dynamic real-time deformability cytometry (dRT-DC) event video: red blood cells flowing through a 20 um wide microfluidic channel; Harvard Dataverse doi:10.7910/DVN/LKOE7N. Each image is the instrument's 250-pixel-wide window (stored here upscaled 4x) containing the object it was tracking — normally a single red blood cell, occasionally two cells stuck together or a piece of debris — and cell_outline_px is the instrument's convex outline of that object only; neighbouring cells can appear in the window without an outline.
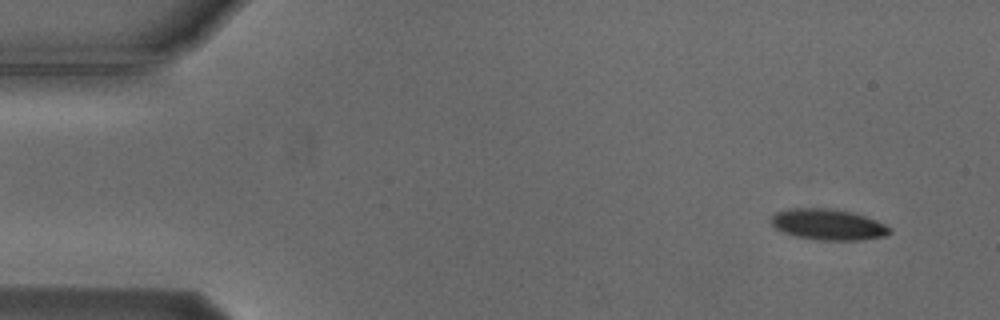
{"species": "Egyptian fruit bat (a non-hibernating species)", "species_latin": "Rousettus aegyptiacus", "temperature_condition": "cold", "stored_images_in_passage": 34, "camera_frame_rate_fps": 3000, "um_per_image_px": 0.085, "animal": {"sex": "male"}, "frame": {"image": 1, "passage_image": 4, "time_ms": 1.0, "image_size_px": [1000, 320], "cell_outline_px": [[892, 232], [888, 236], [860, 240], [816, 240], [796, 236], [784, 232], [776, 228], [772, 224], [772, 216], [776, 212], [788, 208], [828, 208], [852, 212], [876, 220], [892, 228]], "centroid_in_image_um": [70.43, 19.09], "position_along_channel_um": 14.6, "area_um2": 21.44}}
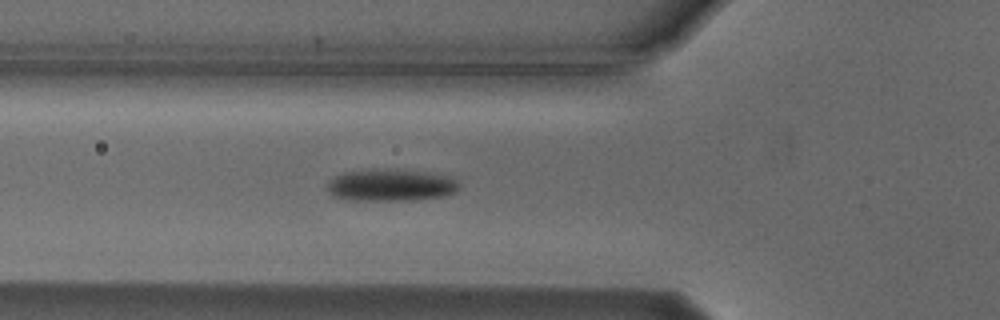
{"frame": {"image": 2, "passage_image": 19, "time_ms": 6.0, "image_size_px": [1000, 320], "cell_outline_px": [[460, 188], [456, 192], [444, 196], [412, 200], [344, 200], [332, 196], [328, 192], [324, 184], [328, 180], [344, 172], [368, 168], [392, 168], [424, 172], [452, 176], [460, 180]], "centroid_in_image_um": [33.2, 15.72], "position_along_channel_um": 92.6, "area_um2": 25.55}}
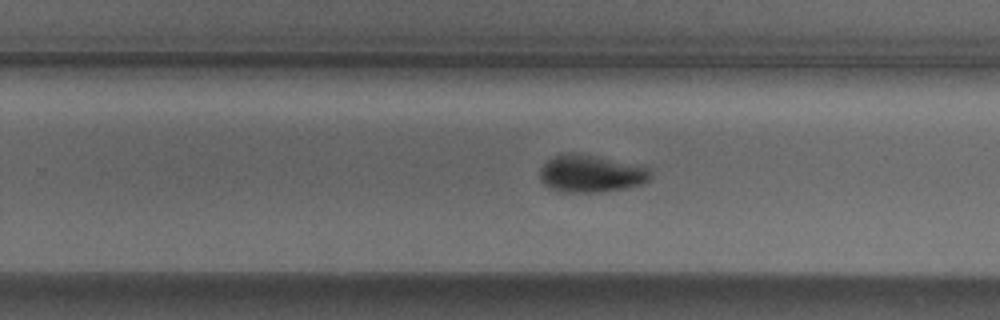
{"frame": {"image": 3, "passage_image": 34, "time_ms": 11.0, "image_size_px": [1000, 320], "cell_outline_px": [[652, 176], [644, 184], [604, 192], [556, 192], [544, 184], [540, 180], [540, 168], [552, 156], [568, 152], [580, 152], [648, 168], [652, 172]], "centroid_in_image_um": [50.19, 14.76], "position_along_channel_um": 279.6, "area_um2": 24.33}}